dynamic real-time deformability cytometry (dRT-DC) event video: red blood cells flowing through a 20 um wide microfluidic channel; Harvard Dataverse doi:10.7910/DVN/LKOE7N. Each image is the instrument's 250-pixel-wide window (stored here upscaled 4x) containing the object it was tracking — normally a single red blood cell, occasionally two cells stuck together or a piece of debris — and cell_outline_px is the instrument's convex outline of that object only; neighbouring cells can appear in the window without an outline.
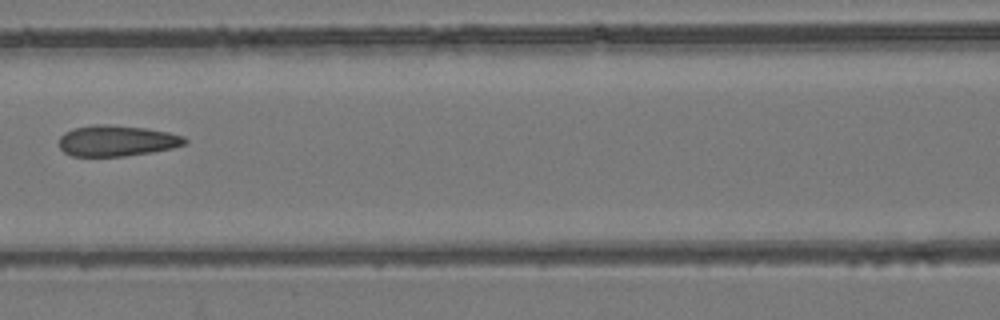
{"species": "common noctule bat (a hibernating species)", "species_latin": "Nyctalus noctula", "temperature_condition": "room temperature", "stored_images_in_passage": 9, "camera_frame_rate_fps": 3000, "um_per_image_px": 0.085, "animal": {"sex": "female", "body_mass_g": 24.6, "forearm_length_mm": 56.2}, "frame": {"image": 1, "passage_image": 8, "time_ms": 9.0, "image_size_px": [1000, 320], "cell_outline_px": [[188, 140], [184, 144], [172, 148], [152, 152], [124, 156], [72, 156], [64, 152], [60, 148], [60, 136], [64, 132], [72, 128], [92, 124], [108, 124], [144, 128], [168, 132], [184, 136]], "centroid_in_image_um": [9.9, 11.96], "position_along_channel_um": 156.7, "area_um2": 22.72}}
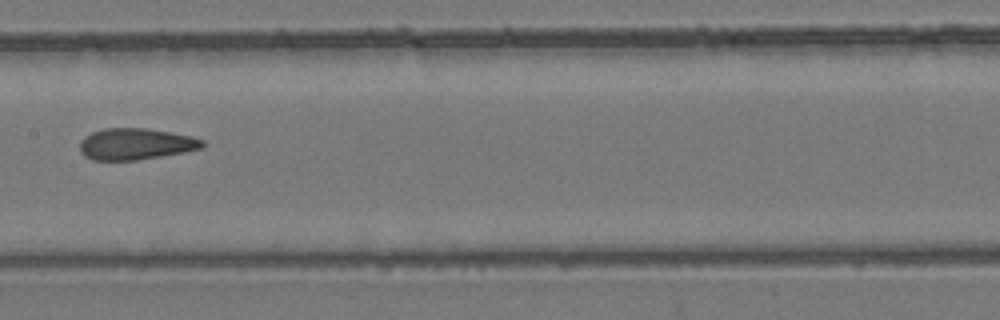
{"frame": {"image": 2, "passage_image": 9, "time_ms": 10.0, "image_size_px": [1000, 320], "cell_outline_px": [[204, 148], [184, 152], [136, 160], [92, 160], [84, 156], [80, 152], [80, 140], [84, 136], [92, 132], [104, 128], [144, 128], [192, 136], [204, 140]], "centroid_in_image_um": [11.51, 12.24], "position_along_channel_um": 195.9, "area_um2": 22.48}}